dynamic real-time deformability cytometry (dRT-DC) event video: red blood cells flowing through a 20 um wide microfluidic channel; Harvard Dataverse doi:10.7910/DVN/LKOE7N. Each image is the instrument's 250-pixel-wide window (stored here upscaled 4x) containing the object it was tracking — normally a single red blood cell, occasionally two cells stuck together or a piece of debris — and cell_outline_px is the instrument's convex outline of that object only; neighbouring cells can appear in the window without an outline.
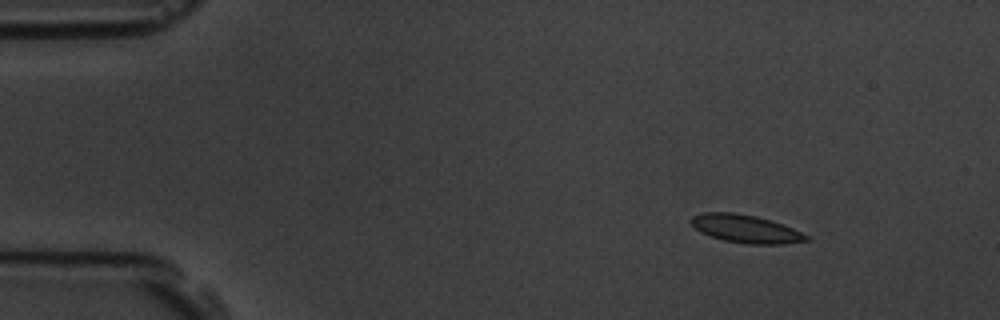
{"species": "common noctule bat (a hibernating species)", "species_latin": "Nyctalus noctula", "temperature_condition": "room temperature", "stored_images_in_passage": 3, "camera_frame_rate_fps": 3000, "um_per_image_px": 0.085, "animal": {"sex": "male", "body_mass_g": 19.5, "forearm_length_mm": 54.6}, "frame": {"image": 1, "passage_image": 1, "time_ms": 0.0, "image_size_px": [1000, 320], "cell_outline_px": [[812, 240], [784, 244], [748, 244], [724, 240], [700, 232], [688, 220], [692, 216], [704, 212], [736, 212], [756, 216], [784, 224], [808, 236]], "centroid_in_image_um": [63.39, 19.44], "position_along_channel_um": 21.6, "area_um2": 18.84}}
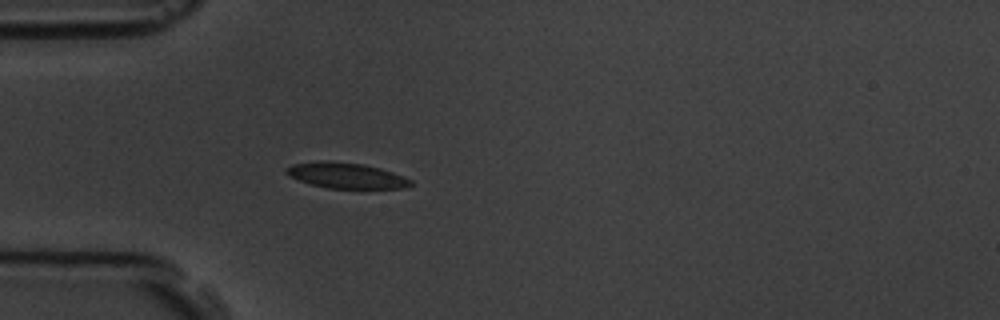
{"frame": {"image": 2, "passage_image": 3, "time_ms": 3.0, "image_size_px": [1000, 320], "cell_outline_px": [[412, 184], [408, 188], [328, 188], [308, 184], [288, 176], [284, 172], [284, 168], [292, 164], [316, 160], [324, 160], [364, 164], [380, 168], [404, 176], [412, 180]], "centroid_in_image_um": [29.37, 14.91], "position_along_channel_um": 55.6, "area_um2": 18.9}}